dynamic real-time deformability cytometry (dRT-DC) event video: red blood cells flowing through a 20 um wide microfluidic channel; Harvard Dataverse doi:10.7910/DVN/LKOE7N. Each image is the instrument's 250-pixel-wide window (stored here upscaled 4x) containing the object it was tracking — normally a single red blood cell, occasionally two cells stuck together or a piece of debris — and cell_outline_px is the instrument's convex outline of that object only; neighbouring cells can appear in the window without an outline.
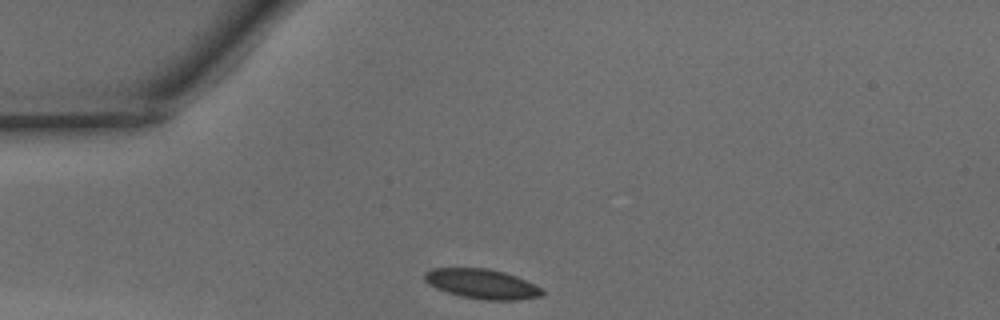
{"species": "common noctule bat (a hibernating species)", "species_latin": "Nyctalus noctula", "temperature_condition": "warm", "stored_images_in_passage": 27, "camera_frame_rate_fps": 3000, "um_per_image_px": 0.085, "animal": {"sex": "male", "body_mass_g": 15.6}, "frame": {"image": 1, "passage_image": 1, "time_ms": 0.0, "image_size_px": [1000, 320], "cell_outline_px": [[544, 296], [516, 300], [488, 300], [460, 296], [436, 288], [428, 284], [424, 280], [424, 272], [432, 268], [488, 268], [504, 272], [516, 276], [544, 288]], "centroid_in_image_um": [40.99, 24.13], "position_along_channel_um": 44.0, "area_um2": 20.52}}
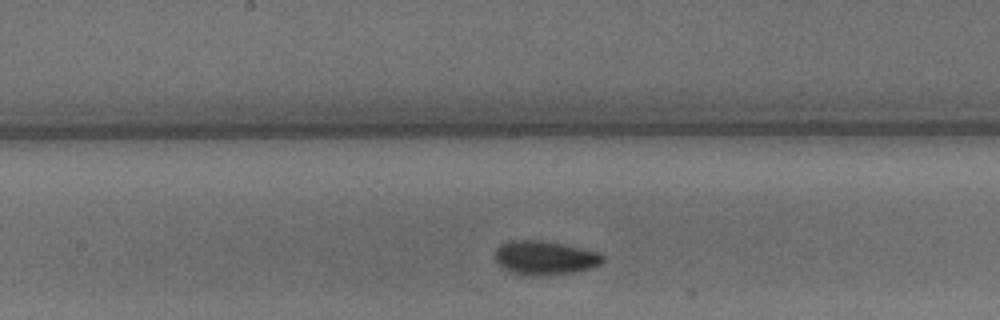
{"frame": {"image": 2, "passage_image": 14, "time_ms": 4.333, "image_size_px": [1000, 320], "cell_outline_px": [[604, 260], [600, 264], [588, 268], [572, 272], [512, 272], [504, 268], [496, 260], [496, 248], [500, 244], [508, 240], [540, 240], [600, 252], [604, 256]], "centroid_in_image_um": [46.32, 21.84], "position_along_channel_um": 201.9, "area_um2": 20.06}}
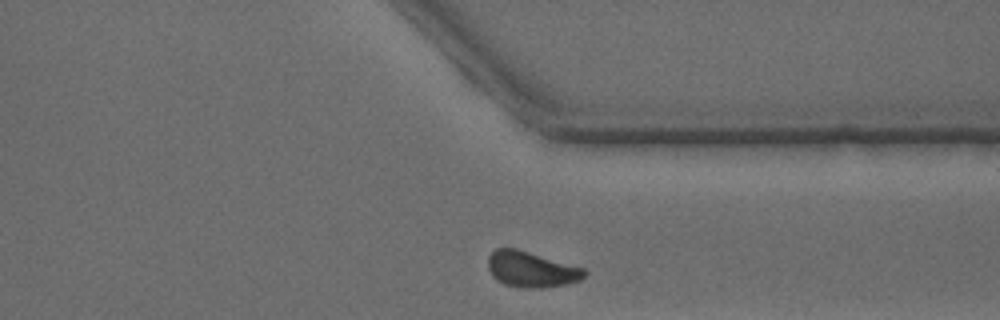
{"frame": {"image": 3, "passage_image": 26, "time_ms": 8.333, "image_size_px": [1000, 320], "cell_outline_px": [[588, 272], [580, 280], [564, 284], [540, 288], [524, 288], [504, 284], [496, 280], [492, 276], [488, 268], [488, 256], [496, 248], [516, 248], [584, 268]], "centroid_in_image_um": [45.13, 22.89], "position_along_channel_um": 366.3, "area_um2": 20.0}, "authors_computed_cell_mechanics": {"area_um2": 19.9988, "velocity_mm_per_s": 4.1283, "shape_relaxation_time_tau1_ms": 2.321, "shape_relaxation_time_tau2_ms": 3.0544, "deformation_change_tau1": 0.081, "deformation_change_tau2": 0.0651}}